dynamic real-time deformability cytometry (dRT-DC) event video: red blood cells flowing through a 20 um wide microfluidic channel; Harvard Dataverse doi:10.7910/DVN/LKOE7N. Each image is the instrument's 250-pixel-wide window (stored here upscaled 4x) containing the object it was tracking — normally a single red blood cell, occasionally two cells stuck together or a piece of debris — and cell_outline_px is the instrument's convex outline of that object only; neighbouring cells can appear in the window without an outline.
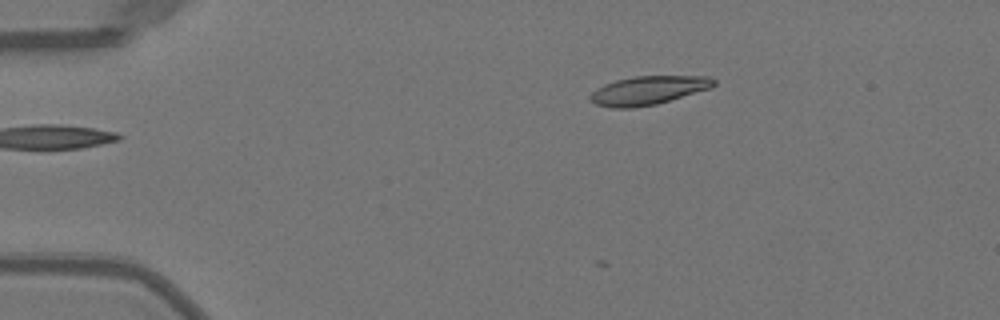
{"species": "Egyptian fruit bat (a non-hibernating species)", "species_latin": "Rousettus aegyptiacus", "temperature_condition": "warm", "stored_images_in_passage": 4, "camera_frame_rate_fps": 3000, "um_per_image_px": 0.085, "animal": {"sex": "female"}, "frame": {"image": 1, "passage_image": 4, "time_ms": 1.0, "image_size_px": [1000, 320], "cell_outline_px": [[716, 84], [712, 88], [656, 104], [632, 108], [612, 108], [596, 104], [588, 100], [588, 96], [596, 88], [604, 84], [616, 80], [632, 76], [708, 76], [716, 80]], "centroid_in_image_um": [55.08, 7.68], "position_along_channel_um": 29.9, "area_um2": 20.81}}